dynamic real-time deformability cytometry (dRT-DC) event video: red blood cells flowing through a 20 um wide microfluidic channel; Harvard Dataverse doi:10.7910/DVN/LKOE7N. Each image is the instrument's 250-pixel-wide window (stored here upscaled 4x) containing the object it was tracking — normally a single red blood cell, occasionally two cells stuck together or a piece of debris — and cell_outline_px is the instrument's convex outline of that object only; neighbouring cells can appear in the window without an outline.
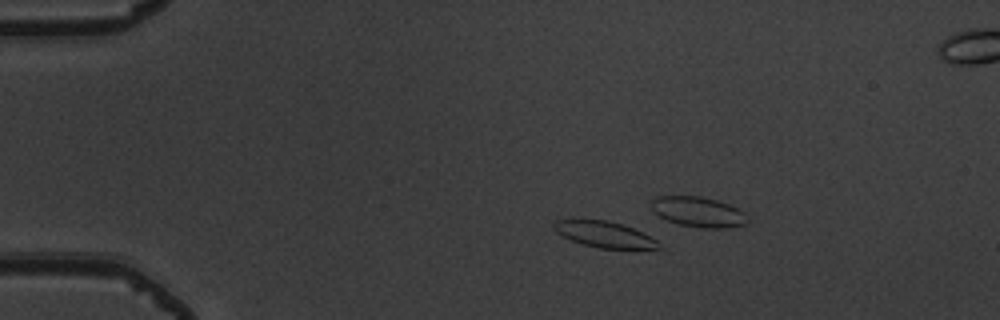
{"species": "common noctule bat (a hibernating species)", "species_latin": "Nyctalus noctula", "temperature_condition": "warm", "stored_images_in_passage": 16, "camera_frame_rate_fps": 3000, "um_per_image_px": 0.085, "animal": {"sex": "male", "body_mass_g": 19.5, "forearm_length_mm": 54.6}, "frame": {"image": 1, "passage_image": 10, "time_ms": 3.0, "image_size_px": [1000, 320], "cell_outline_px": [[660, 248], [600, 248], [584, 244], [572, 240], [556, 232], [552, 228], [552, 224], [556, 220], [572, 216], [604, 220], [620, 224], [632, 228], [656, 240]], "centroid_in_image_um": [51.21, 19.86], "position_along_channel_um": 33.8, "area_um2": 15.95}}